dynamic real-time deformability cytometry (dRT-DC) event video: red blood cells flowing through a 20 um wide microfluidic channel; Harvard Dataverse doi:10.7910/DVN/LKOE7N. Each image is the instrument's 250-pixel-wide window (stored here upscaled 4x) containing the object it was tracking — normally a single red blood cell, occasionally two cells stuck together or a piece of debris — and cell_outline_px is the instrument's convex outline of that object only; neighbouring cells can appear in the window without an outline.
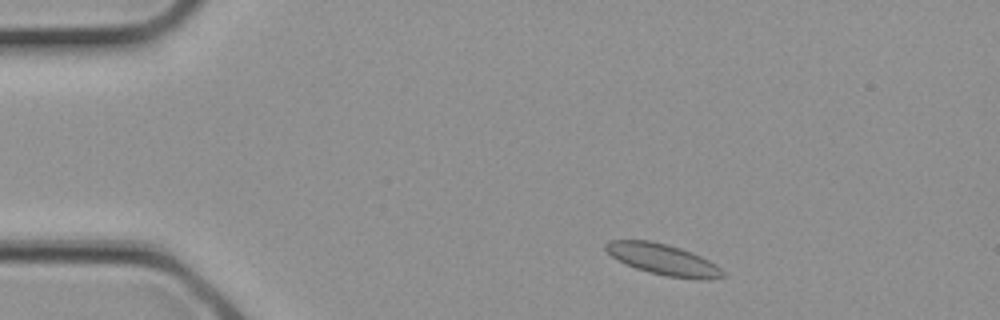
{"species": "common noctule bat (a hibernating species)", "species_latin": "Nyctalus noctula", "temperature_condition": "cold", "stored_images_in_passage": 2, "camera_frame_rate_fps": 3000, "um_per_image_px": 0.085, "animal": {"sex": "female", "body_mass_g": 21.9}, "frame": {"image": 1, "passage_image": 1, "time_ms": 0.0, "image_size_px": [1000, 320], "cell_outline_px": [[728, 276], [712, 280], [700, 280], [668, 276], [648, 272], [636, 268], [612, 256], [604, 248], [604, 244], [608, 240], [648, 240], [668, 244], [692, 252], [716, 264]], "centroid_in_image_um": [56.42, 22.06], "position_along_channel_um": 28.6, "area_um2": 21.21}}
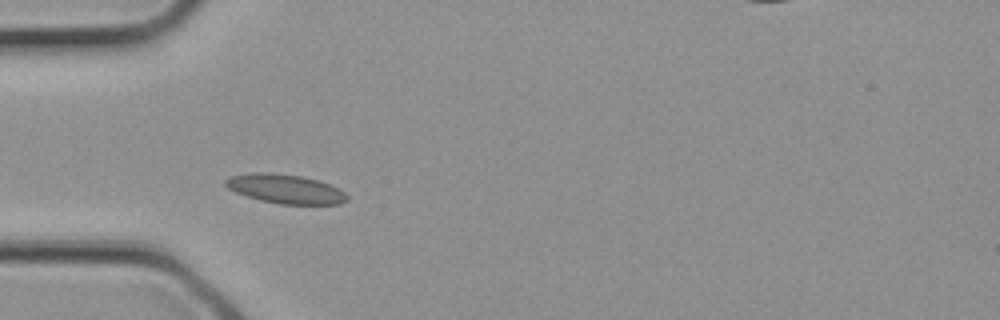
{"frame": {"image": 2, "passage_image": 2, "time_ms": 0.333, "image_size_px": [1000, 320], "cell_outline_px": [[348, 200], [340, 204], [280, 204], [260, 200], [236, 192], [228, 188], [224, 184], [224, 180], [228, 176], [252, 172], [268, 172], [300, 176], [320, 180], [344, 192], [348, 196]], "centroid_in_image_um": [24.23, 16.05], "position_along_channel_um": 60.8, "area_um2": 20.63}}